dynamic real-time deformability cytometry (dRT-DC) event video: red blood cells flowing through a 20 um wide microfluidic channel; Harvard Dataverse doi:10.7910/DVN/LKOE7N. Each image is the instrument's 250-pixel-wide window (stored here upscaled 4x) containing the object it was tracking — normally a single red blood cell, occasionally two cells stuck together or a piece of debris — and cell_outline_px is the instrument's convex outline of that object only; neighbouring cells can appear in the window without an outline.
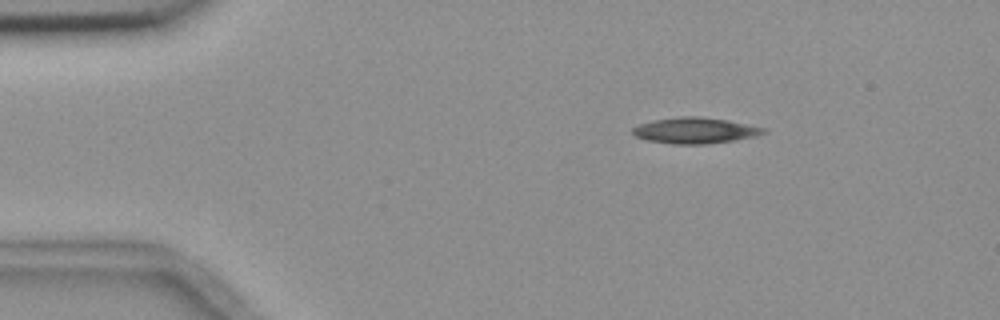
{"species": "common noctule bat (a hibernating species)", "species_latin": "Nyctalus noctula", "temperature_condition": "room temperature", "stored_images_in_passage": 3, "camera_frame_rate_fps": 3000, "um_per_image_px": 0.085, "animal": {"sex": "female", "body_mass_g": 18.4}, "frame": {"image": 1, "passage_image": 1, "time_ms": 0.0, "image_size_px": [1000, 320], "cell_outline_px": [[768, 132], [756, 136], [732, 140], [704, 144], [672, 144], [648, 140], [636, 136], [632, 132], [632, 128], [640, 124], [652, 120], [680, 116], [700, 116], [728, 120], [768, 128]], "centroid_in_image_um": [59.11, 11.08], "position_along_channel_um": 25.9, "area_um2": 19.83}}